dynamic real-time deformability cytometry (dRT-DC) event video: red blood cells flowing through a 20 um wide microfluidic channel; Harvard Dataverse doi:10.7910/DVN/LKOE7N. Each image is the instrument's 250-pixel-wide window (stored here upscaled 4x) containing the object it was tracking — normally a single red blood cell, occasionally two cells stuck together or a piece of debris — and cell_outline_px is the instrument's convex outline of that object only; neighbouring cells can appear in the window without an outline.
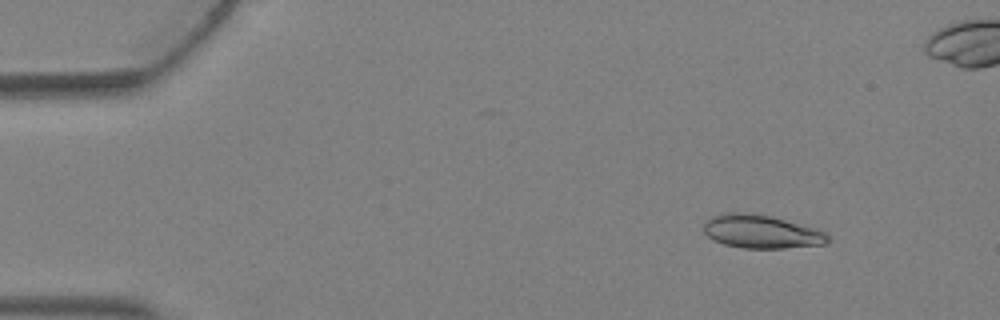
{"species": "Egyptian fruit bat (a non-hibernating species)", "species_latin": "Rousettus aegyptiacus", "temperature_condition": "warm", "stored_images_in_passage": 5, "camera_frame_rate_fps": 3000, "um_per_image_px": 0.085, "animal": {"sex": "female"}, "frame": {"image": 1, "passage_image": 2, "time_ms": 0.333, "image_size_px": [1000, 320], "cell_outline_px": [[832, 240], [828, 244], [784, 248], [744, 248], [724, 244], [712, 240], [704, 232], [704, 224], [712, 216], [728, 212], [744, 212], [772, 216], [816, 228], [824, 232]], "centroid_in_image_um": [64.74, 19.69], "position_along_channel_um": 20.3, "area_um2": 24.28}}